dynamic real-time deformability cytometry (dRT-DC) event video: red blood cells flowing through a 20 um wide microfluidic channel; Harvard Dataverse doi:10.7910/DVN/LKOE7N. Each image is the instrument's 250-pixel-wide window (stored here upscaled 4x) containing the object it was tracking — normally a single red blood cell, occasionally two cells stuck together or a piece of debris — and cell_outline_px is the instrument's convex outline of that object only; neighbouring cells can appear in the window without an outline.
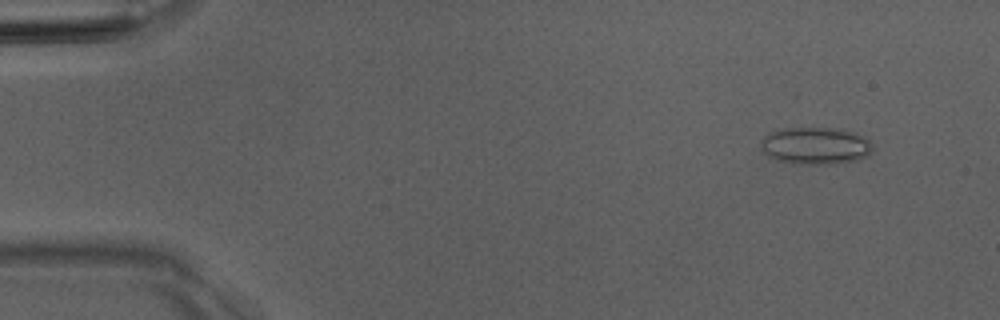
{"species": "Egyptian fruit bat (a non-hibernating species)", "species_latin": "Rousettus aegyptiacus", "temperature_condition": "room temperature", "stored_images_in_passage": 47, "camera_frame_rate_fps": 3000, "um_per_image_px": 0.085, "animal": {"sex": "male"}, "frame": {"image": 1, "passage_image": 1, "time_ms": 0.0, "image_size_px": [1000, 320], "cell_outline_px": [[872, 152], [868, 156], [856, 160], [828, 164], [796, 164], [780, 160], [768, 156], [764, 152], [760, 144], [764, 136], [772, 132], [784, 128], [836, 128], [856, 132], [864, 136], [868, 140], [872, 148]], "centroid_in_image_um": [69.34, 12.38], "position_along_channel_um": 15.7, "area_um2": 24.16}}
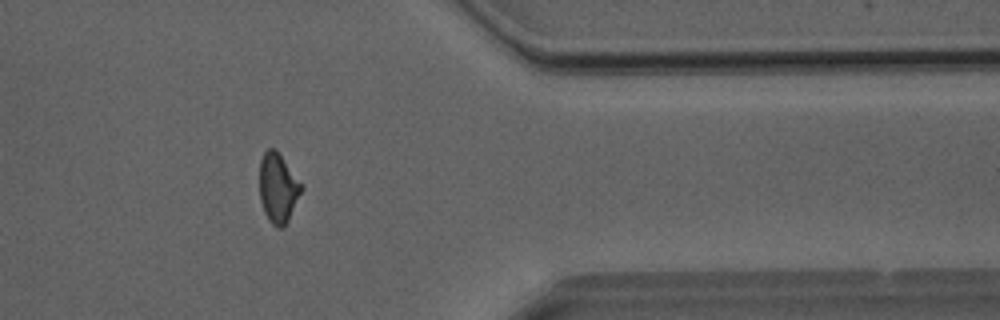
{"frame": {"image": 2, "passage_image": 38, "time_ms": 12.333, "image_size_px": [1000, 320], "cell_outline_px": [[304, 184], [288, 220], [280, 228], [276, 228], [268, 220], [264, 212], [260, 200], [260, 160], [264, 152], [268, 148], [276, 148]], "centroid_in_image_um": [23.63, 15.93], "position_along_channel_um": 387.8, "area_um2": 17.05}}
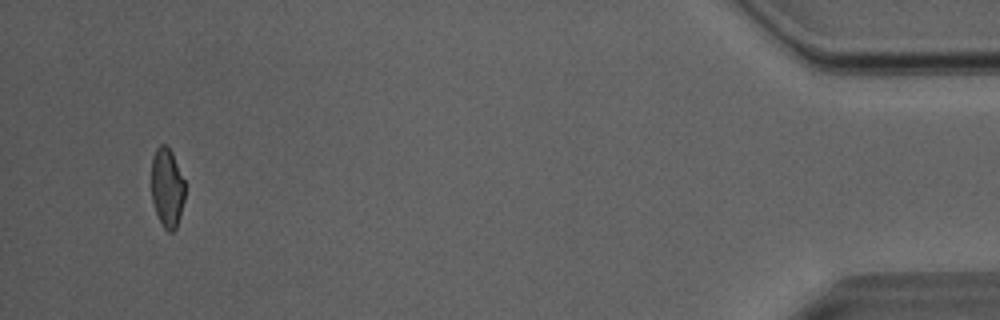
{"frame": {"image": 3, "passage_image": 45, "time_ms": 14.667, "image_size_px": [1000, 320], "cell_outline_px": [[184, 200], [180, 216], [176, 228], [172, 232], [168, 232], [164, 228], [156, 212], [152, 200], [152, 156], [156, 148], [160, 144], [164, 144], [172, 152], [184, 180]], "centroid_in_image_um": [14.2, 15.95], "position_along_channel_um": 421.0, "area_um2": 15.37}, "authors_computed_cell_mechanics": {"area_um2": 17.2822, "velocity_mm_per_s": 4.0668, "shape_relaxation_time_tau1_ms": null, "shape_relaxation_time_tau2_ms": 1.7128, "deformation_change_tau1": null, "deformation_change_tau2": 0.0782}}